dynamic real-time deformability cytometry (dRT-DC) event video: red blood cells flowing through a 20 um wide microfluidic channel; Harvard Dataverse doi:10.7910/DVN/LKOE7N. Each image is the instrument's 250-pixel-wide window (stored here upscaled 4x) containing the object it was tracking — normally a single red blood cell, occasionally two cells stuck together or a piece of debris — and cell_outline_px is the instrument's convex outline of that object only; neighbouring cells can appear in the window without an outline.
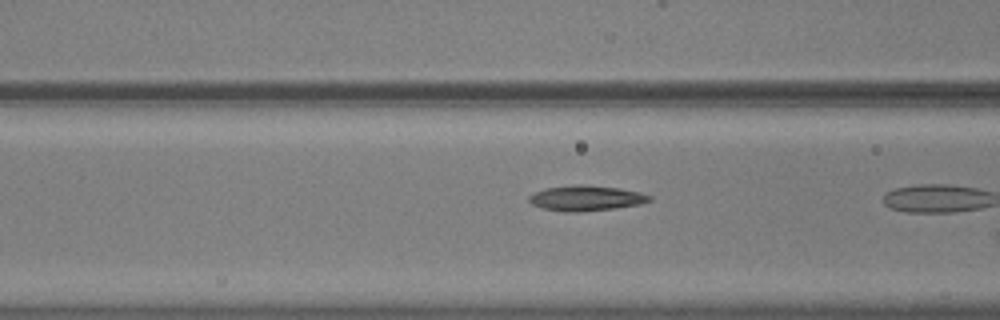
{"species": "common noctule bat (a hibernating species)", "species_latin": "Nyctalus noctula", "temperature_condition": "warm", "stored_images_in_passage": 17, "camera_frame_rate_fps": 3000, "um_per_image_px": 0.085, "animal": {"sex": "male", "body_mass_g": 20.5, "forearm_length_mm": 52.5}, "frame": {"image": 1, "passage_image": 16, "time_ms": 5.0, "image_size_px": [1000, 320], "cell_outline_px": [[652, 200], [640, 204], [616, 208], [580, 212], [564, 212], [540, 208], [532, 204], [528, 200], [528, 196], [544, 188], [576, 184], [580, 184], [620, 188], [640, 192], [652, 196]], "centroid_in_image_um": [49.81, 16.84], "position_along_channel_um": 116.8, "area_um2": 17.98}}